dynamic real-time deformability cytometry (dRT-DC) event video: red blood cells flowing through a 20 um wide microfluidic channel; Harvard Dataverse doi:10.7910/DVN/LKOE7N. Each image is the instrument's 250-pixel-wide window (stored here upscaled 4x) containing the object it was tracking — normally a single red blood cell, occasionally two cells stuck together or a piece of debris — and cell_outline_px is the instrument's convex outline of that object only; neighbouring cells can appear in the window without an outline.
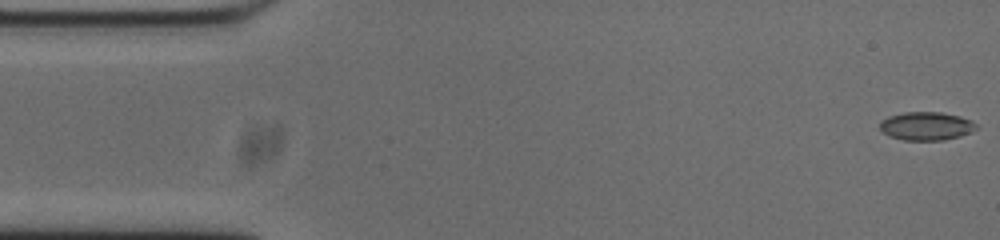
{"species": "common noctule bat (a hibernating species)", "species_latin": "Nyctalus noctula", "temperature_condition": "cold", "stored_images_in_passage": 50, "camera_frame_rate_fps": 3000, "um_per_image_px": 0.085, "animal": {"sex": "male", "body_mass_g": 20.0, "forearm_length_mm": 53.3}, "frame": {"image": 1, "passage_image": 1, "time_ms": 0.0, "image_size_px": [1000, 240], "cell_outline_px": [[980, 128], [972, 132], [960, 136], [944, 140], [904, 140], [888, 136], [880, 128], [880, 120], [888, 116], [904, 112], [940, 112], [960, 116], [972, 120]], "centroid_in_image_um": [78.76, 10.71], "position_along_channel_um": 6.2, "area_um2": 16.13}}
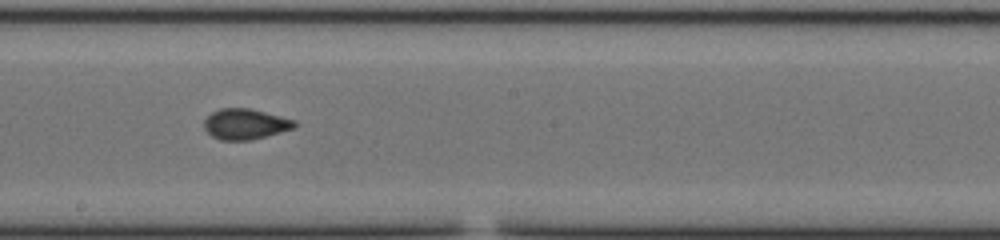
{"frame": {"image": 2, "passage_image": 28, "time_ms": 9.0, "image_size_px": [1000, 240], "cell_outline_px": [[296, 128], [248, 140], [220, 140], [212, 136], [204, 128], [204, 120], [212, 112], [220, 108], [248, 108], [296, 120]], "centroid_in_image_um": [20.84, 10.54], "position_along_channel_um": 227.4, "area_um2": 15.95}}
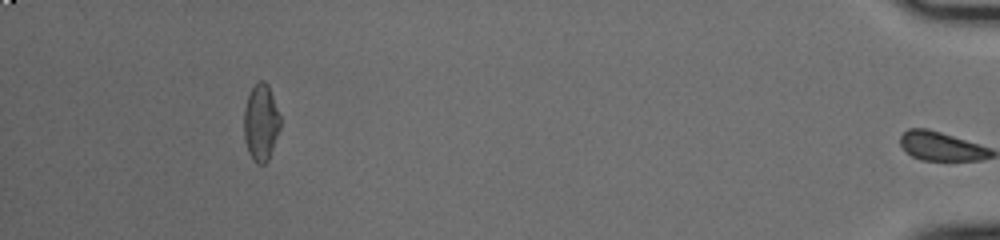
{"frame": {"image": 3, "passage_image": 49, "time_ms": 16.0, "image_size_px": [1000, 240], "cell_outline_px": [[280, 128], [268, 160], [264, 164], [256, 164], [252, 160], [248, 152], [244, 140], [244, 108], [248, 96], [252, 88], [260, 80], [264, 80], [268, 84], [280, 116]], "centroid_in_image_um": [22.17, 10.44], "position_along_channel_um": 413.0, "area_um2": 16.24}, "authors_computed_cell_mechanics": {"area_um2": 16.0684, "velocity_mm_per_s": 3.7601, "shape_relaxation_time_tau1_ms": 9.9725, "shape_relaxation_time_tau2_ms": 1.1365, "deformation_change_tau1": 0.2116, "deformation_change_tau2": 0.0555}}